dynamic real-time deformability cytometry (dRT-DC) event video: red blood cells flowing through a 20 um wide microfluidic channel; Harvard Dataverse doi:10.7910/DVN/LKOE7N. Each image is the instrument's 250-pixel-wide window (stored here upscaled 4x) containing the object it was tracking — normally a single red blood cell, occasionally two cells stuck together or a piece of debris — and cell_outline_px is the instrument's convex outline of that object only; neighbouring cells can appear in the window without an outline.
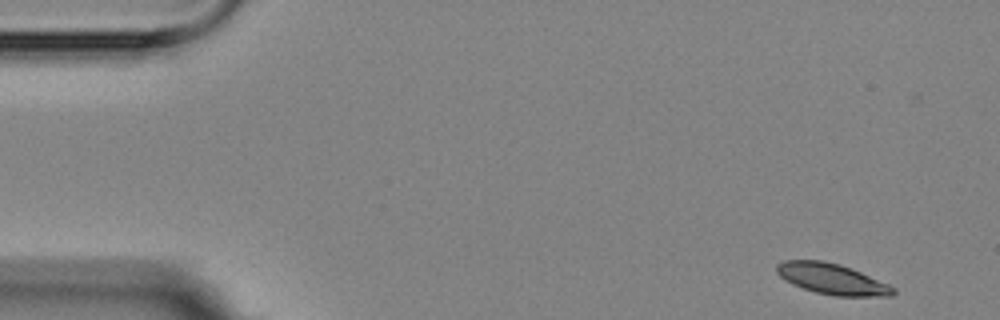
{"species": "Egyptian fruit bat (a non-hibernating species)", "species_latin": "Rousettus aegyptiacus", "temperature_condition": "room temperature", "stored_images_in_passage": 7, "camera_frame_rate_fps": 3000, "um_per_image_px": 0.085, "animal": {"sex": "female"}, "frame": {"image": 1, "passage_image": 1, "time_ms": 0.0, "image_size_px": [1000, 320], "cell_outline_px": [[896, 292], [892, 296], [832, 296], [816, 292], [792, 284], [784, 280], [776, 272], [776, 264], [784, 260], [824, 260], [840, 264], [860, 272], [888, 284], [896, 288]], "centroid_in_image_um": [70.7, 23.71], "position_along_channel_um": 14.3, "area_um2": 20.92}}
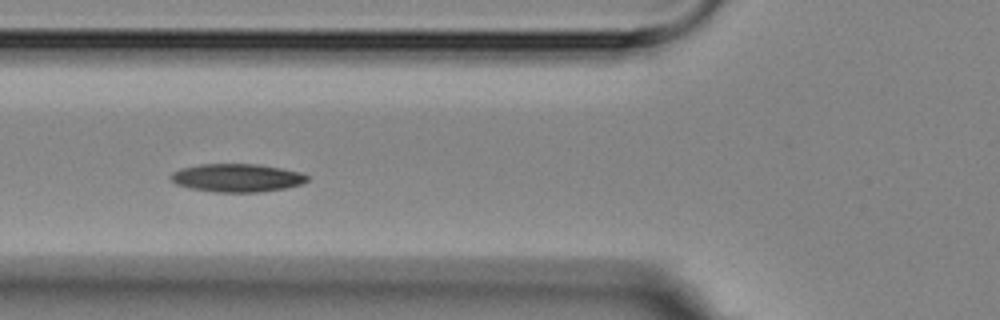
{"frame": {"image": 2, "passage_image": 6, "time_ms": 5.667, "image_size_px": [1000, 320], "cell_outline_px": [[308, 180], [300, 184], [284, 188], [260, 192], [216, 192], [192, 188], [176, 184], [172, 180], [172, 172], [180, 168], [200, 164], [260, 164], [300, 172], [308, 176]], "centroid_in_image_um": [20.14, 15.11], "position_along_channel_um": 105.7, "area_um2": 22.2}}
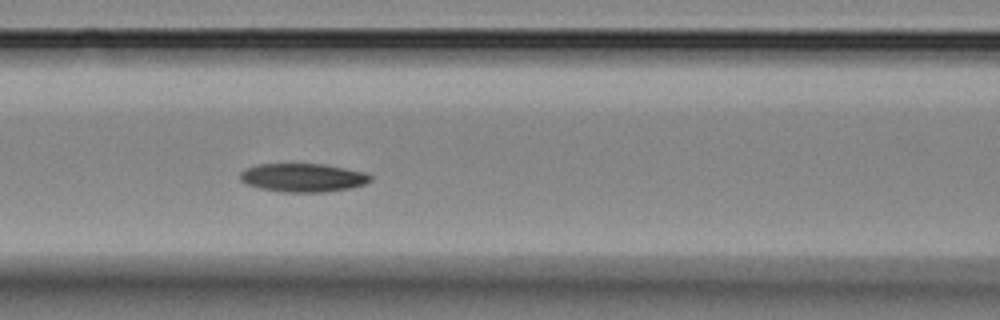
{"frame": {"image": 3, "passage_image": 7, "time_ms": 6.667, "image_size_px": [1000, 320], "cell_outline_px": [[372, 180], [364, 184], [352, 188], [324, 192], [284, 192], [260, 188], [244, 184], [240, 180], [240, 172], [244, 168], [256, 164], [324, 164], [368, 172], [372, 176]], "centroid_in_image_um": [25.75, 15.09], "position_along_channel_um": 140.8, "area_um2": 21.96}}